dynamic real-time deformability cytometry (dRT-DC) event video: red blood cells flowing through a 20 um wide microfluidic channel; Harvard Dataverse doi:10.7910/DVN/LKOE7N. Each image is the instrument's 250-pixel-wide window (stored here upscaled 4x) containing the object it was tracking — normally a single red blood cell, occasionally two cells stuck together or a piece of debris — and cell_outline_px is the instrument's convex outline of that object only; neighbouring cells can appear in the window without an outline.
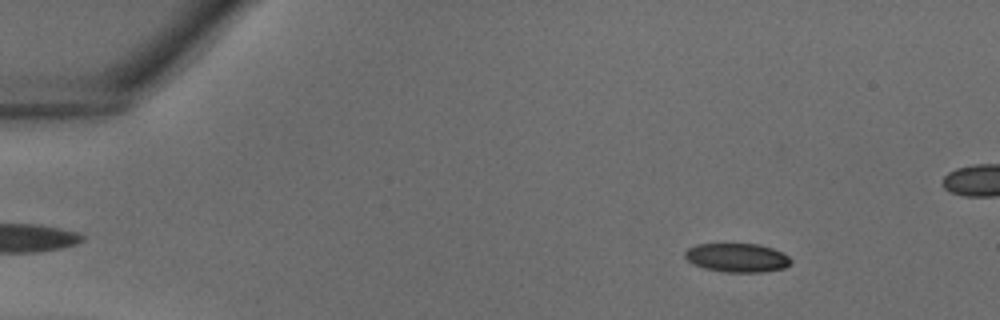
{"species": "common noctule bat (a hibernating species)", "species_latin": "Nyctalus noctula", "temperature_condition": "warm", "stored_images_in_passage": 34, "camera_frame_rate_fps": 3000, "um_per_image_px": 0.085, "animal": {"sex": "male", "body_mass_g": 18.8}, "frame": {"image": 1, "passage_image": 2, "time_ms": 0.333, "image_size_px": [1000, 320], "cell_outline_px": [[792, 260], [784, 268], [764, 272], [724, 272], [704, 268], [688, 260], [684, 256], [684, 252], [688, 248], [696, 244], [756, 244], [772, 248], [788, 256]], "centroid_in_image_um": [62.64, 21.9], "position_along_channel_um": 22.4, "area_um2": 17.63}}
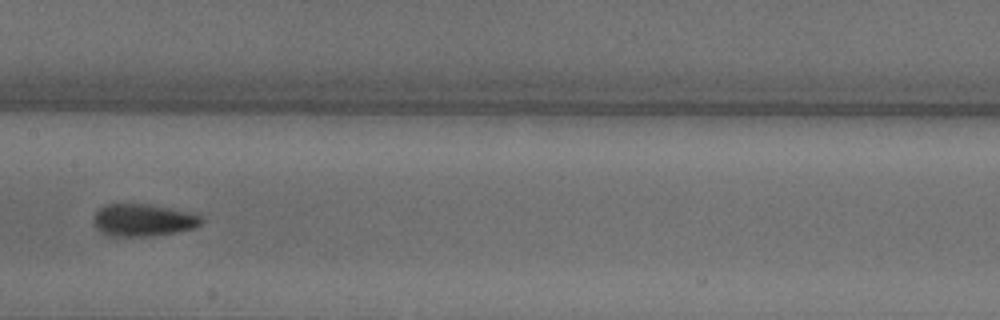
{"frame": {"image": 2, "passage_image": 17, "time_ms": 5.333, "image_size_px": [1000, 320], "cell_outline_px": [[204, 220], [200, 224], [192, 228], [176, 232], [152, 236], [108, 236], [96, 228], [92, 224], [92, 220], [96, 212], [104, 204], [152, 204], [196, 212]], "centroid_in_image_um": [12.18, 18.69], "position_along_channel_um": 195.2, "area_um2": 20.69}}
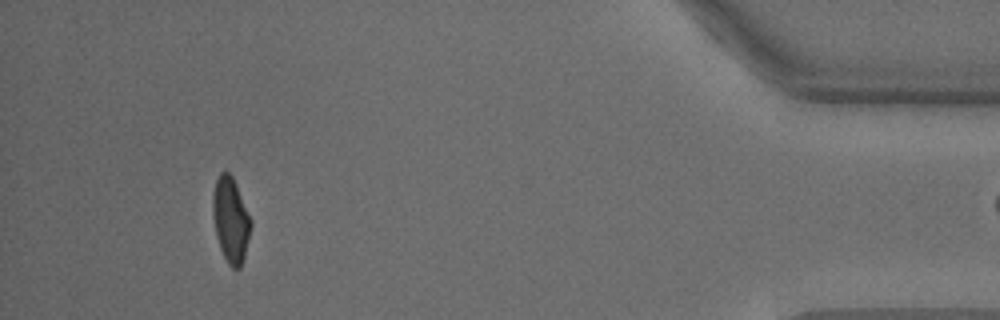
{"frame": {"image": 3, "passage_image": 33, "time_ms": 10.667, "image_size_px": [1000, 320], "cell_outline_px": [[252, 224], [244, 256], [240, 268], [232, 268], [228, 264], [220, 248], [216, 236], [212, 216], [212, 192], [216, 180], [220, 172], [228, 172], [232, 176], [236, 184], [252, 220]], "centroid_in_image_um": [19.59, 18.67], "position_along_channel_um": 415.6, "area_um2": 18.96}}